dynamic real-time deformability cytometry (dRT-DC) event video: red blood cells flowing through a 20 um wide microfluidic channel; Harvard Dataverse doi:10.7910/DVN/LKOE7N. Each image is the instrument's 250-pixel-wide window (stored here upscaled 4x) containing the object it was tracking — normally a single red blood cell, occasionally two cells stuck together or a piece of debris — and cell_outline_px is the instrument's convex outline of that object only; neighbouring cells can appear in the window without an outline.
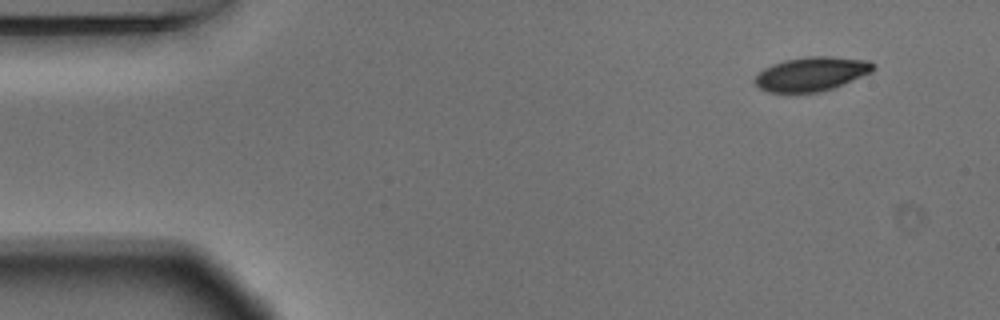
{"species": "Egyptian fruit bat (a non-hibernating species)", "species_latin": "Rousettus aegyptiacus", "temperature_condition": "warm", "stored_images_in_passage": 4, "camera_frame_rate_fps": 3000, "um_per_image_px": 0.085, "animal": {"sex": "male"}, "frame": {"image": 1, "passage_image": 1, "time_ms": 0.0, "image_size_px": [1000, 320], "cell_outline_px": [[876, 68], [872, 72], [832, 88], [820, 92], [768, 92], [760, 88], [752, 80], [764, 68], [772, 64], [784, 60], [808, 56], [832, 56], [868, 60], [876, 64]], "centroid_in_image_um": [68.99, 6.27], "position_along_channel_um": 16.0, "area_um2": 23.52}}